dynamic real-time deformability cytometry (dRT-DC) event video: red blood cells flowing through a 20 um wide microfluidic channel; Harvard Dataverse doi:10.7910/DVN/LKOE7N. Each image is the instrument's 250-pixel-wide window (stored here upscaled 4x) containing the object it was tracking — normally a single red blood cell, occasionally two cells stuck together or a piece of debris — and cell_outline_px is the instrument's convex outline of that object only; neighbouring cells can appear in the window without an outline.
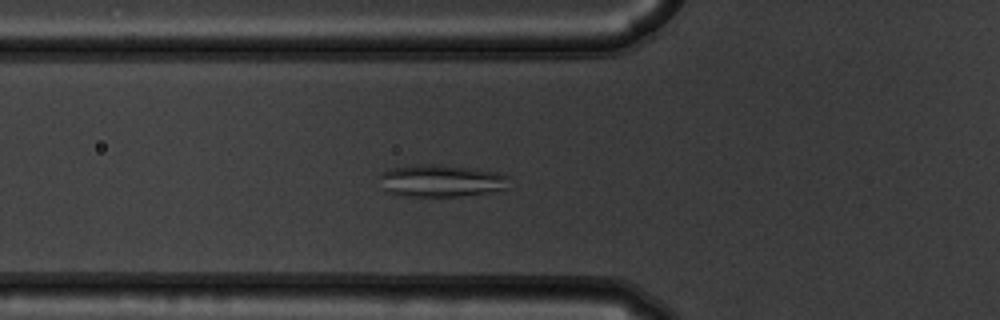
{"species": "common noctule bat (a hibernating species)", "species_latin": "Nyctalus noctula", "temperature_condition": "warm", "stored_images_in_passage": 55, "camera_frame_rate_fps": 3000, "um_per_image_px": 0.085, "animal": {"sex": "male", "body_mass_g": 19.5, "forearm_length_mm": 54.6}, "frame": {"image": 1, "passage_image": 20, "time_ms": 6.333, "image_size_px": [1000, 320], "cell_outline_px": [[512, 176], [508, 188], [460, 196], [400, 196], [388, 192], [380, 188], [380, 176], [384, 172], [392, 168], [420, 164], [440, 164], [476, 168], [500, 172]], "centroid_in_image_um": [37.54, 15.35], "position_along_channel_um": 88.3, "area_um2": 24.74}}
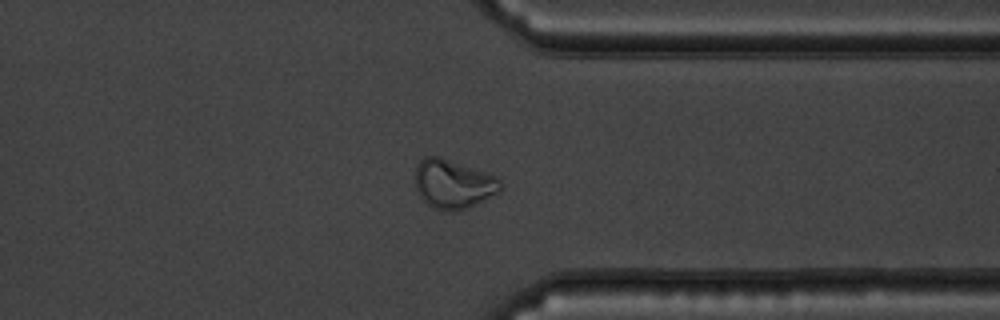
{"frame": {"image": 2, "passage_image": 43, "time_ms": 14.0, "image_size_px": [1000, 320], "cell_outline_px": [[504, 184], [500, 192], [468, 208], [456, 212], [444, 212], [428, 204], [420, 196], [416, 188], [416, 164], [424, 156], [440, 156], [488, 172], [496, 176]], "centroid_in_image_um": [38.56, 15.64], "position_along_channel_um": 372.8, "area_um2": 24.8}}
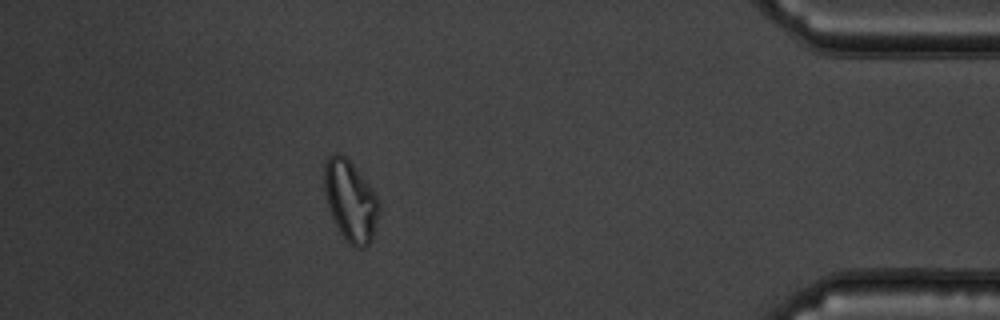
{"frame": {"image": 3, "passage_image": 49, "time_ms": 16.0, "image_size_px": [1000, 320], "cell_outline_px": [[380, 212], [372, 240], [364, 248], [352, 248], [348, 244], [340, 232], [332, 216], [328, 204], [324, 188], [324, 164], [328, 156], [332, 152], [340, 152], [352, 164], [372, 188], [380, 200]], "centroid_in_image_um": [29.81, 17.08], "position_along_channel_um": 405.4, "area_um2": 26.01}}